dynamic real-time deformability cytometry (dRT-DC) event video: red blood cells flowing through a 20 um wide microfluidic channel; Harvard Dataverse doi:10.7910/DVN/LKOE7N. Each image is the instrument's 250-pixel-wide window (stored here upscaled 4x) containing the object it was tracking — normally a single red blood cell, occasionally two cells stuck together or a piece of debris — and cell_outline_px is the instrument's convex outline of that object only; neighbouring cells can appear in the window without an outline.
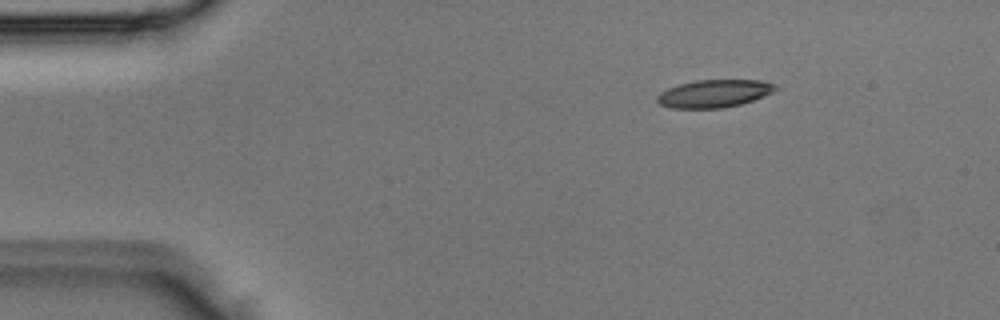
{"species": "Egyptian fruit bat (a non-hibernating species)", "species_latin": "Rousettus aegyptiacus", "temperature_condition": "room temperature", "stored_images_in_passage": 4, "camera_frame_rate_fps": 3000, "um_per_image_px": 0.085, "animal": {"sex": "male"}, "frame": {"image": 1, "passage_image": 4, "time_ms": 1.0, "image_size_px": [1000, 320], "cell_outline_px": [[776, 88], [772, 92], [752, 100], [740, 104], [724, 108], [672, 108], [660, 104], [656, 100], [656, 96], [660, 92], [668, 88], [680, 84], [696, 80], [760, 80], [776, 84]], "centroid_in_image_um": [60.67, 7.95], "position_along_channel_um": 24.3, "area_um2": 18.96}}